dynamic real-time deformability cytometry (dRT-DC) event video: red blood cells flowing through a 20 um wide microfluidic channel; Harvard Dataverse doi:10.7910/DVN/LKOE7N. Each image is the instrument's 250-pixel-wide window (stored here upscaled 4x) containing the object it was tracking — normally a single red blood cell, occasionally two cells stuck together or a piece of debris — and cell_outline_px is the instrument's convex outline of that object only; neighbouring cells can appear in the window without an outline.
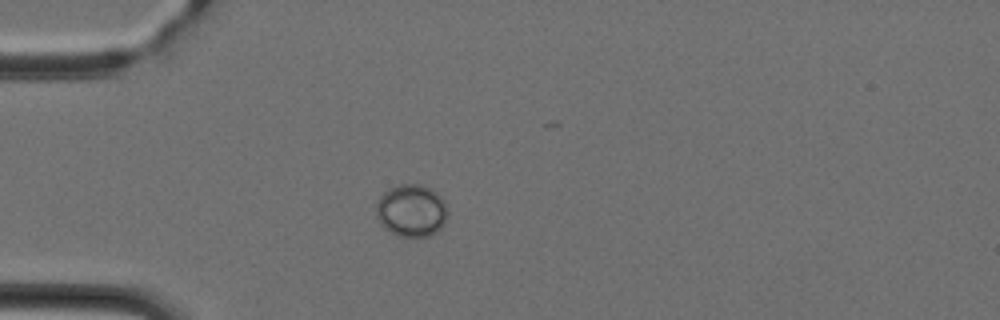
{"species": "Egyptian fruit bat (a non-hibernating species)", "species_latin": "Rousettus aegyptiacus", "temperature_condition": "cold", "stored_images_in_passage": 21, "camera_frame_rate_fps": 3000, "um_per_image_px": 0.085, "animal": {"sex": "female"}, "frame": {"image": 1, "passage_image": 15, "time_ms": 4.667, "image_size_px": [1000, 320], "cell_outline_px": [[448, 212], [444, 224], [436, 232], [428, 236], [400, 236], [384, 228], [380, 224], [376, 216], [376, 200], [388, 188], [396, 184], [420, 184], [432, 188], [444, 200]], "centroid_in_image_um": [34.95, 17.87], "position_along_channel_um": 50.0, "area_um2": 22.08}}